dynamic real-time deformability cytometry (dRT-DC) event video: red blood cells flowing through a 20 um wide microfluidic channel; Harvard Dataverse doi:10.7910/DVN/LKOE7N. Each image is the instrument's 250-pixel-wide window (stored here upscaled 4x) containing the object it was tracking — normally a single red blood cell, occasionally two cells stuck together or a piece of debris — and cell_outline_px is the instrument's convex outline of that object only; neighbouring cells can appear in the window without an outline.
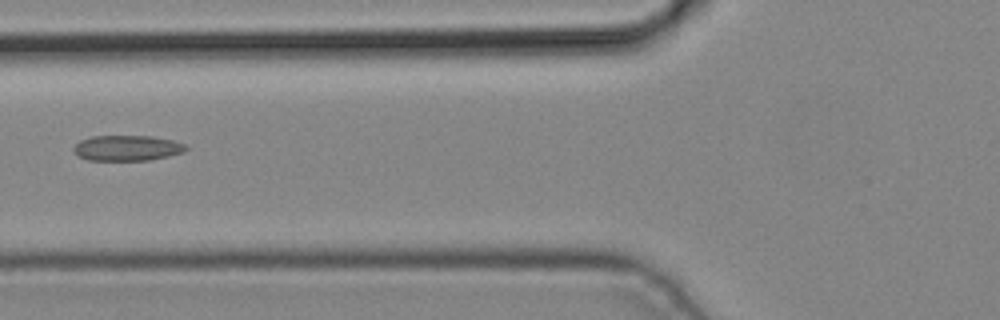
{"species": "common noctule bat (a hibernating species)", "species_latin": "Nyctalus noctula", "temperature_condition": "cold", "stored_images_in_passage": 3, "camera_frame_rate_fps": 3000, "um_per_image_px": 0.085, "animal": {"sex": "male", "body_mass_g": 19.2, "forearm_length_mm": 51.8}, "frame": {"image": 1, "passage_image": 3, "time_ms": 0.667, "image_size_px": [1000, 320], "cell_outline_px": [[188, 148], [184, 152], [168, 156], [148, 160], [88, 160], [80, 156], [72, 148], [80, 140], [92, 136], [152, 136], [172, 140], [184, 144]], "centroid_in_image_um": [10.82, 12.58], "position_along_channel_um": 115.0, "area_um2": 16.53}}